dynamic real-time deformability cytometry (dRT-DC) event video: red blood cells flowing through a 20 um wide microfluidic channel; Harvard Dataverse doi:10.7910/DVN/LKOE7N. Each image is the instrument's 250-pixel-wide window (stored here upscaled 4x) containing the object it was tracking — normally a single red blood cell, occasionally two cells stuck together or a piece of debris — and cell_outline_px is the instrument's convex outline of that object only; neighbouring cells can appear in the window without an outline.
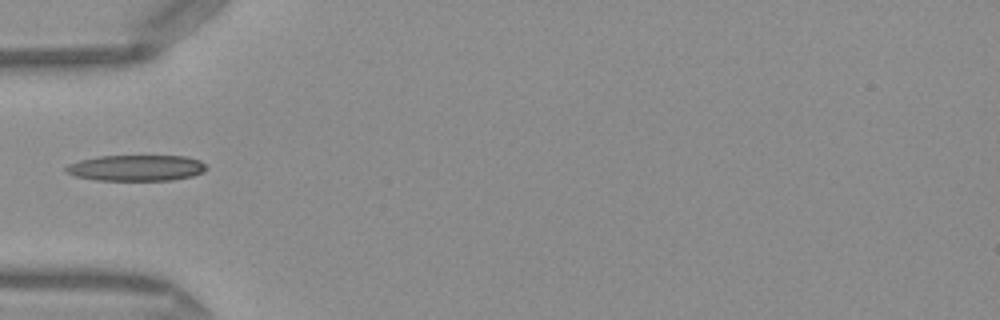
{"species": "Egyptian fruit bat (a non-hibernating species)", "species_latin": "Rousettus aegyptiacus", "temperature_condition": "warm", "stored_images_in_passage": 32, "camera_frame_rate_fps": 3000, "um_per_image_px": 0.085, "frame": {"image": 1, "passage_image": 1, "time_ms": 0.0, "image_size_px": [1000, 320], "cell_outline_px": [[208, 168], [204, 172], [192, 176], [172, 180], [96, 180], [76, 176], [64, 172], [64, 168], [68, 164], [80, 160], [100, 156], [184, 156], [200, 160]], "centroid_in_image_um": [11.58, 14.27], "position_along_channel_um": 73.4, "area_um2": 21.27}}
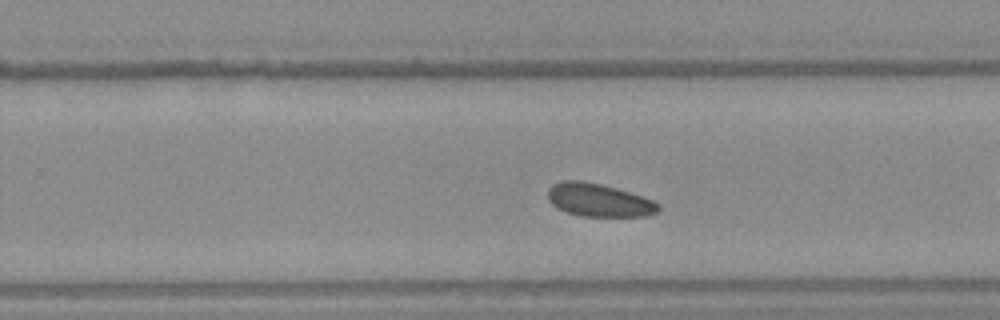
{"frame": {"image": 2, "passage_image": 13, "time_ms": 4.0, "image_size_px": [1000, 320], "cell_outline_px": [[660, 208], [656, 212], [644, 216], [580, 216], [568, 212], [552, 204], [548, 200], [548, 188], [552, 184], [560, 180], [584, 180], [616, 188], [652, 200], [660, 204]], "centroid_in_image_um": [50.86, 16.99], "position_along_channel_um": 278.9, "area_um2": 21.15}}
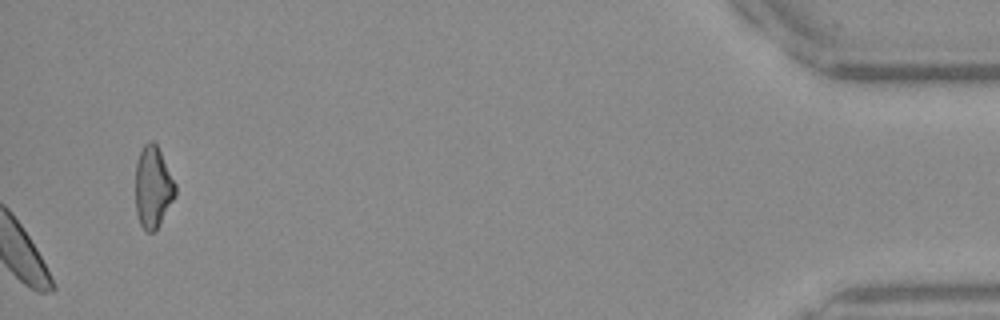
{"frame": {"image": 3, "passage_image": 32, "time_ms": 10.333, "image_size_px": [1000, 320], "cell_outline_px": [[176, 196], [156, 228], [152, 232], [144, 232], [140, 224], [136, 212], [136, 164], [140, 152], [144, 144], [148, 140], [152, 140], [156, 144], [176, 184]], "centroid_in_image_um": [13.0, 15.91], "position_along_channel_um": 422.2, "area_um2": 18.79}}